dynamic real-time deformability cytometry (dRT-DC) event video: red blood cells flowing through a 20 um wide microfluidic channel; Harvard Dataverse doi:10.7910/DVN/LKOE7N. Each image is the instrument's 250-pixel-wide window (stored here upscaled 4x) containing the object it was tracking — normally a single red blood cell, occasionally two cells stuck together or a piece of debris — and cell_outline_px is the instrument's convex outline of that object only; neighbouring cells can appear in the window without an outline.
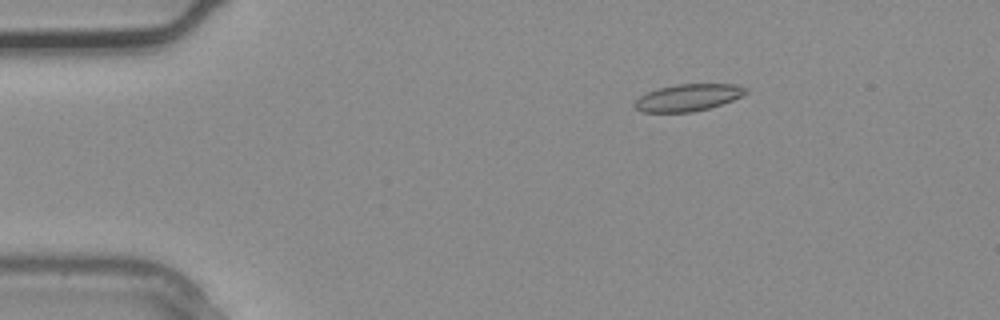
{"species": "common noctule bat (a hibernating species)", "species_latin": "Nyctalus noctula", "temperature_condition": "warm", "stored_images_in_passage": 3, "camera_frame_rate_fps": 3000, "um_per_image_px": 0.085, "animal": {"sex": "male", "body_mass_g": 20.4}, "frame": {"image": 1, "passage_image": 1, "time_ms": 0.0, "image_size_px": [1000, 320], "cell_outline_px": [[748, 92], [732, 100], [708, 108], [692, 112], [644, 112], [636, 108], [632, 104], [640, 96], [648, 92], [660, 88], [676, 84], [736, 84], [748, 88]], "centroid_in_image_um": [58.49, 8.29], "position_along_channel_um": 26.5, "area_um2": 17.28}}